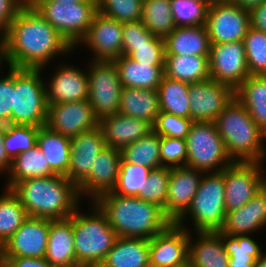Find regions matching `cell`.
I'll use <instances>...</instances> for the list:
<instances>
[{
    "instance_id": "obj_54",
    "label": "cell",
    "mask_w": 266,
    "mask_h": 267,
    "mask_svg": "<svg viewBox=\"0 0 266 267\" xmlns=\"http://www.w3.org/2000/svg\"><path fill=\"white\" fill-rule=\"evenodd\" d=\"M4 131L5 125L0 124V173H8L12 164V160L8 157L4 148ZM5 171V172H4Z\"/></svg>"
},
{
    "instance_id": "obj_21",
    "label": "cell",
    "mask_w": 266,
    "mask_h": 267,
    "mask_svg": "<svg viewBox=\"0 0 266 267\" xmlns=\"http://www.w3.org/2000/svg\"><path fill=\"white\" fill-rule=\"evenodd\" d=\"M68 64L57 66L52 78H49V82H45L48 104L78 102L88 99L89 86L86 68L84 71L76 65Z\"/></svg>"
},
{
    "instance_id": "obj_47",
    "label": "cell",
    "mask_w": 266,
    "mask_h": 267,
    "mask_svg": "<svg viewBox=\"0 0 266 267\" xmlns=\"http://www.w3.org/2000/svg\"><path fill=\"white\" fill-rule=\"evenodd\" d=\"M160 157L163 167L186 166L187 146L185 139L161 137Z\"/></svg>"
},
{
    "instance_id": "obj_8",
    "label": "cell",
    "mask_w": 266,
    "mask_h": 267,
    "mask_svg": "<svg viewBox=\"0 0 266 267\" xmlns=\"http://www.w3.org/2000/svg\"><path fill=\"white\" fill-rule=\"evenodd\" d=\"M48 21L69 44L77 49L85 37L95 14L98 12L97 0L79 3L26 2Z\"/></svg>"
},
{
    "instance_id": "obj_35",
    "label": "cell",
    "mask_w": 266,
    "mask_h": 267,
    "mask_svg": "<svg viewBox=\"0 0 266 267\" xmlns=\"http://www.w3.org/2000/svg\"><path fill=\"white\" fill-rule=\"evenodd\" d=\"M157 91L160 111L190 119L189 83L163 76Z\"/></svg>"
},
{
    "instance_id": "obj_28",
    "label": "cell",
    "mask_w": 266,
    "mask_h": 267,
    "mask_svg": "<svg viewBox=\"0 0 266 267\" xmlns=\"http://www.w3.org/2000/svg\"><path fill=\"white\" fill-rule=\"evenodd\" d=\"M163 39L165 55H210L206 26L176 27Z\"/></svg>"
},
{
    "instance_id": "obj_30",
    "label": "cell",
    "mask_w": 266,
    "mask_h": 267,
    "mask_svg": "<svg viewBox=\"0 0 266 267\" xmlns=\"http://www.w3.org/2000/svg\"><path fill=\"white\" fill-rule=\"evenodd\" d=\"M119 113L143 119L154 125L157 115L160 113L158 91L123 87Z\"/></svg>"
},
{
    "instance_id": "obj_53",
    "label": "cell",
    "mask_w": 266,
    "mask_h": 267,
    "mask_svg": "<svg viewBox=\"0 0 266 267\" xmlns=\"http://www.w3.org/2000/svg\"><path fill=\"white\" fill-rule=\"evenodd\" d=\"M250 27L266 33V1L250 12Z\"/></svg>"
},
{
    "instance_id": "obj_34",
    "label": "cell",
    "mask_w": 266,
    "mask_h": 267,
    "mask_svg": "<svg viewBox=\"0 0 266 267\" xmlns=\"http://www.w3.org/2000/svg\"><path fill=\"white\" fill-rule=\"evenodd\" d=\"M45 157L37 145L16 156L7 173L8 180L4 188L11 189L16 183L24 179L54 175L55 173L51 170Z\"/></svg>"
},
{
    "instance_id": "obj_37",
    "label": "cell",
    "mask_w": 266,
    "mask_h": 267,
    "mask_svg": "<svg viewBox=\"0 0 266 267\" xmlns=\"http://www.w3.org/2000/svg\"><path fill=\"white\" fill-rule=\"evenodd\" d=\"M161 137L154 131L121 150L122 159L151 169L163 167L160 157Z\"/></svg>"
},
{
    "instance_id": "obj_51",
    "label": "cell",
    "mask_w": 266,
    "mask_h": 267,
    "mask_svg": "<svg viewBox=\"0 0 266 267\" xmlns=\"http://www.w3.org/2000/svg\"><path fill=\"white\" fill-rule=\"evenodd\" d=\"M26 0H0V35H2L15 19Z\"/></svg>"
},
{
    "instance_id": "obj_56",
    "label": "cell",
    "mask_w": 266,
    "mask_h": 267,
    "mask_svg": "<svg viewBox=\"0 0 266 267\" xmlns=\"http://www.w3.org/2000/svg\"><path fill=\"white\" fill-rule=\"evenodd\" d=\"M6 62V55H5V44L4 40L2 38V35H0V66ZM2 68V67H0Z\"/></svg>"
},
{
    "instance_id": "obj_18",
    "label": "cell",
    "mask_w": 266,
    "mask_h": 267,
    "mask_svg": "<svg viewBox=\"0 0 266 267\" xmlns=\"http://www.w3.org/2000/svg\"><path fill=\"white\" fill-rule=\"evenodd\" d=\"M121 159V150L106 146L95 157L90 173L77 185L80 198L89 196L90 202H95L111 192L116 186Z\"/></svg>"
},
{
    "instance_id": "obj_12",
    "label": "cell",
    "mask_w": 266,
    "mask_h": 267,
    "mask_svg": "<svg viewBox=\"0 0 266 267\" xmlns=\"http://www.w3.org/2000/svg\"><path fill=\"white\" fill-rule=\"evenodd\" d=\"M210 78L234 91L250 75L243 41L211 44Z\"/></svg>"
},
{
    "instance_id": "obj_43",
    "label": "cell",
    "mask_w": 266,
    "mask_h": 267,
    "mask_svg": "<svg viewBox=\"0 0 266 267\" xmlns=\"http://www.w3.org/2000/svg\"><path fill=\"white\" fill-rule=\"evenodd\" d=\"M250 75H266V33L249 27L243 39Z\"/></svg>"
},
{
    "instance_id": "obj_41",
    "label": "cell",
    "mask_w": 266,
    "mask_h": 267,
    "mask_svg": "<svg viewBox=\"0 0 266 267\" xmlns=\"http://www.w3.org/2000/svg\"><path fill=\"white\" fill-rule=\"evenodd\" d=\"M212 0H170L176 27L205 26Z\"/></svg>"
},
{
    "instance_id": "obj_49",
    "label": "cell",
    "mask_w": 266,
    "mask_h": 267,
    "mask_svg": "<svg viewBox=\"0 0 266 267\" xmlns=\"http://www.w3.org/2000/svg\"><path fill=\"white\" fill-rule=\"evenodd\" d=\"M155 37L142 21L123 23L122 55L128 56L131 53V45L147 44Z\"/></svg>"
},
{
    "instance_id": "obj_39",
    "label": "cell",
    "mask_w": 266,
    "mask_h": 267,
    "mask_svg": "<svg viewBox=\"0 0 266 267\" xmlns=\"http://www.w3.org/2000/svg\"><path fill=\"white\" fill-rule=\"evenodd\" d=\"M141 21L156 36L170 34L176 28L170 0H143Z\"/></svg>"
},
{
    "instance_id": "obj_20",
    "label": "cell",
    "mask_w": 266,
    "mask_h": 267,
    "mask_svg": "<svg viewBox=\"0 0 266 267\" xmlns=\"http://www.w3.org/2000/svg\"><path fill=\"white\" fill-rule=\"evenodd\" d=\"M205 172L187 166L172 167L168 182L166 216L176 223L189 209Z\"/></svg>"
},
{
    "instance_id": "obj_38",
    "label": "cell",
    "mask_w": 266,
    "mask_h": 267,
    "mask_svg": "<svg viewBox=\"0 0 266 267\" xmlns=\"http://www.w3.org/2000/svg\"><path fill=\"white\" fill-rule=\"evenodd\" d=\"M3 191L0 195V247L28 218L24 206L12 190L5 188Z\"/></svg>"
},
{
    "instance_id": "obj_4",
    "label": "cell",
    "mask_w": 266,
    "mask_h": 267,
    "mask_svg": "<svg viewBox=\"0 0 266 267\" xmlns=\"http://www.w3.org/2000/svg\"><path fill=\"white\" fill-rule=\"evenodd\" d=\"M233 162H260L266 157V134L234 97L214 121Z\"/></svg>"
},
{
    "instance_id": "obj_26",
    "label": "cell",
    "mask_w": 266,
    "mask_h": 267,
    "mask_svg": "<svg viewBox=\"0 0 266 267\" xmlns=\"http://www.w3.org/2000/svg\"><path fill=\"white\" fill-rule=\"evenodd\" d=\"M55 267H79L76 262L73 214L67 219L50 220L48 243L44 257Z\"/></svg>"
},
{
    "instance_id": "obj_48",
    "label": "cell",
    "mask_w": 266,
    "mask_h": 267,
    "mask_svg": "<svg viewBox=\"0 0 266 267\" xmlns=\"http://www.w3.org/2000/svg\"><path fill=\"white\" fill-rule=\"evenodd\" d=\"M128 57L138 63H164L165 48L163 37L156 36L147 44L131 45V53Z\"/></svg>"
},
{
    "instance_id": "obj_31",
    "label": "cell",
    "mask_w": 266,
    "mask_h": 267,
    "mask_svg": "<svg viewBox=\"0 0 266 267\" xmlns=\"http://www.w3.org/2000/svg\"><path fill=\"white\" fill-rule=\"evenodd\" d=\"M149 261V240L117 237L101 263L104 267H144Z\"/></svg>"
},
{
    "instance_id": "obj_1",
    "label": "cell",
    "mask_w": 266,
    "mask_h": 267,
    "mask_svg": "<svg viewBox=\"0 0 266 267\" xmlns=\"http://www.w3.org/2000/svg\"><path fill=\"white\" fill-rule=\"evenodd\" d=\"M6 64L16 68L43 69L53 58L68 56L74 48L27 3L2 34ZM44 67V68H43Z\"/></svg>"
},
{
    "instance_id": "obj_16",
    "label": "cell",
    "mask_w": 266,
    "mask_h": 267,
    "mask_svg": "<svg viewBox=\"0 0 266 267\" xmlns=\"http://www.w3.org/2000/svg\"><path fill=\"white\" fill-rule=\"evenodd\" d=\"M99 119L88 99L78 102L48 104L46 126L67 137L95 129Z\"/></svg>"
},
{
    "instance_id": "obj_57",
    "label": "cell",
    "mask_w": 266,
    "mask_h": 267,
    "mask_svg": "<svg viewBox=\"0 0 266 267\" xmlns=\"http://www.w3.org/2000/svg\"><path fill=\"white\" fill-rule=\"evenodd\" d=\"M265 160H266V157H264V159L261 160L259 164H260L261 175H262V189L266 192V169H263L264 167L262 166L263 164H265L264 162Z\"/></svg>"
},
{
    "instance_id": "obj_13",
    "label": "cell",
    "mask_w": 266,
    "mask_h": 267,
    "mask_svg": "<svg viewBox=\"0 0 266 267\" xmlns=\"http://www.w3.org/2000/svg\"><path fill=\"white\" fill-rule=\"evenodd\" d=\"M221 173L224 176L226 213L240 208L262 189L259 162H233Z\"/></svg>"
},
{
    "instance_id": "obj_22",
    "label": "cell",
    "mask_w": 266,
    "mask_h": 267,
    "mask_svg": "<svg viewBox=\"0 0 266 267\" xmlns=\"http://www.w3.org/2000/svg\"><path fill=\"white\" fill-rule=\"evenodd\" d=\"M105 147L106 143L98 126L71 137L70 164L66 178L77 186L90 173L95 157Z\"/></svg>"
},
{
    "instance_id": "obj_29",
    "label": "cell",
    "mask_w": 266,
    "mask_h": 267,
    "mask_svg": "<svg viewBox=\"0 0 266 267\" xmlns=\"http://www.w3.org/2000/svg\"><path fill=\"white\" fill-rule=\"evenodd\" d=\"M37 146L46 156L51 170L56 175L66 177L70 164L71 138L44 125L37 133Z\"/></svg>"
},
{
    "instance_id": "obj_45",
    "label": "cell",
    "mask_w": 266,
    "mask_h": 267,
    "mask_svg": "<svg viewBox=\"0 0 266 267\" xmlns=\"http://www.w3.org/2000/svg\"><path fill=\"white\" fill-rule=\"evenodd\" d=\"M170 172V167L152 169L143 185V200L159 205L165 214Z\"/></svg>"
},
{
    "instance_id": "obj_3",
    "label": "cell",
    "mask_w": 266,
    "mask_h": 267,
    "mask_svg": "<svg viewBox=\"0 0 266 267\" xmlns=\"http://www.w3.org/2000/svg\"><path fill=\"white\" fill-rule=\"evenodd\" d=\"M95 203L107 215L118 237L150 240L173 223L159 205L138 197L111 191L101 195Z\"/></svg>"
},
{
    "instance_id": "obj_9",
    "label": "cell",
    "mask_w": 266,
    "mask_h": 267,
    "mask_svg": "<svg viewBox=\"0 0 266 267\" xmlns=\"http://www.w3.org/2000/svg\"><path fill=\"white\" fill-rule=\"evenodd\" d=\"M185 140L187 167L210 173L233 163L214 122H194Z\"/></svg>"
},
{
    "instance_id": "obj_42",
    "label": "cell",
    "mask_w": 266,
    "mask_h": 267,
    "mask_svg": "<svg viewBox=\"0 0 266 267\" xmlns=\"http://www.w3.org/2000/svg\"><path fill=\"white\" fill-rule=\"evenodd\" d=\"M40 127L33 125L6 124L4 131V148L13 160L22 152L37 145V133Z\"/></svg>"
},
{
    "instance_id": "obj_14",
    "label": "cell",
    "mask_w": 266,
    "mask_h": 267,
    "mask_svg": "<svg viewBox=\"0 0 266 267\" xmlns=\"http://www.w3.org/2000/svg\"><path fill=\"white\" fill-rule=\"evenodd\" d=\"M190 119L194 122H214L235 97V91L211 78L189 83Z\"/></svg>"
},
{
    "instance_id": "obj_2",
    "label": "cell",
    "mask_w": 266,
    "mask_h": 267,
    "mask_svg": "<svg viewBox=\"0 0 266 267\" xmlns=\"http://www.w3.org/2000/svg\"><path fill=\"white\" fill-rule=\"evenodd\" d=\"M11 190L29 217L67 219L81 206L77 186L61 175L24 179Z\"/></svg>"
},
{
    "instance_id": "obj_17",
    "label": "cell",
    "mask_w": 266,
    "mask_h": 267,
    "mask_svg": "<svg viewBox=\"0 0 266 267\" xmlns=\"http://www.w3.org/2000/svg\"><path fill=\"white\" fill-rule=\"evenodd\" d=\"M123 23L97 12L87 34L78 43L93 54L91 60L113 61L122 55Z\"/></svg>"
},
{
    "instance_id": "obj_5",
    "label": "cell",
    "mask_w": 266,
    "mask_h": 267,
    "mask_svg": "<svg viewBox=\"0 0 266 267\" xmlns=\"http://www.w3.org/2000/svg\"><path fill=\"white\" fill-rule=\"evenodd\" d=\"M89 209L90 214L82 213L79 207L73 213L75 257L79 265L101 264L118 237L95 202H91Z\"/></svg>"
},
{
    "instance_id": "obj_25",
    "label": "cell",
    "mask_w": 266,
    "mask_h": 267,
    "mask_svg": "<svg viewBox=\"0 0 266 267\" xmlns=\"http://www.w3.org/2000/svg\"><path fill=\"white\" fill-rule=\"evenodd\" d=\"M190 267H229V256L223 244V234L218 232H194L189 227ZM195 233L196 241L191 233ZM193 238V239H192Z\"/></svg>"
},
{
    "instance_id": "obj_63",
    "label": "cell",
    "mask_w": 266,
    "mask_h": 267,
    "mask_svg": "<svg viewBox=\"0 0 266 267\" xmlns=\"http://www.w3.org/2000/svg\"><path fill=\"white\" fill-rule=\"evenodd\" d=\"M144 267H157V266H155V265H153V264H151V263L149 262V263L146 264Z\"/></svg>"
},
{
    "instance_id": "obj_27",
    "label": "cell",
    "mask_w": 266,
    "mask_h": 267,
    "mask_svg": "<svg viewBox=\"0 0 266 267\" xmlns=\"http://www.w3.org/2000/svg\"><path fill=\"white\" fill-rule=\"evenodd\" d=\"M113 61L122 87L157 90L164 76V63H138L125 55Z\"/></svg>"
},
{
    "instance_id": "obj_36",
    "label": "cell",
    "mask_w": 266,
    "mask_h": 267,
    "mask_svg": "<svg viewBox=\"0 0 266 267\" xmlns=\"http://www.w3.org/2000/svg\"><path fill=\"white\" fill-rule=\"evenodd\" d=\"M252 235L223 234V244L229 256V267H254L264 254Z\"/></svg>"
},
{
    "instance_id": "obj_59",
    "label": "cell",
    "mask_w": 266,
    "mask_h": 267,
    "mask_svg": "<svg viewBox=\"0 0 266 267\" xmlns=\"http://www.w3.org/2000/svg\"><path fill=\"white\" fill-rule=\"evenodd\" d=\"M254 267H266V253L259 259H257Z\"/></svg>"
},
{
    "instance_id": "obj_24",
    "label": "cell",
    "mask_w": 266,
    "mask_h": 267,
    "mask_svg": "<svg viewBox=\"0 0 266 267\" xmlns=\"http://www.w3.org/2000/svg\"><path fill=\"white\" fill-rule=\"evenodd\" d=\"M266 226V192L261 189L246 204L226 213L221 234L252 235Z\"/></svg>"
},
{
    "instance_id": "obj_7",
    "label": "cell",
    "mask_w": 266,
    "mask_h": 267,
    "mask_svg": "<svg viewBox=\"0 0 266 267\" xmlns=\"http://www.w3.org/2000/svg\"><path fill=\"white\" fill-rule=\"evenodd\" d=\"M43 69L14 67V99L11 124L46 125L48 103Z\"/></svg>"
},
{
    "instance_id": "obj_62",
    "label": "cell",
    "mask_w": 266,
    "mask_h": 267,
    "mask_svg": "<svg viewBox=\"0 0 266 267\" xmlns=\"http://www.w3.org/2000/svg\"><path fill=\"white\" fill-rule=\"evenodd\" d=\"M175 267H190V263L189 261L183 265H178V266H175Z\"/></svg>"
},
{
    "instance_id": "obj_46",
    "label": "cell",
    "mask_w": 266,
    "mask_h": 267,
    "mask_svg": "<svg viewBox=\"0 0 266 267\" xmlns=\"http://www.w3.org/2000/svg\"><path fill=\"white\" fill-rule=\"evenodd\" d=\"M193 123L194 121L189 118L160 111L153 125V131L160 137L186 139Z\"/></svg>"
},
{
    "instance_id": "obj_40",
    "label": "cell",
    "mask_w": 266,
    "mask_h": 267,
    "mask_svg": "<svg viewBox=\"0 0 266 267\" xmlns=\"http://www.w3.org/2000/svg\"><path fill=\"white\" fill-rule=\"evenodd\" d=\"M151 171V168L125 162L121 159L118 179L112 192L143 200V185Z\"/></svg>"
},
{
    "instance_id": "obj_55",
    "label": "cell",
    "mask_w": 266,
    "mask_h": 267,
    "mask_svg": "<svg viewBox=\"0 0 266 267\" xmlns=\"http://www.w3.org/2000/svg\"><path fill=\"white\" fill-rule=\"evenodd\" d=\"M241 8L251 11L253 8L257 7L266 0H233Z\"/></svg>"
},
{
    "instance_id": "obj_23",
    "label": "cell",
    "mask_w": 266,
    "mask_h": 267,
    "mask_svg": "<svg viewBox=\"0 0 266 267\" xmlns=\"http://www.w3.org/2000/svg\"><path fill=\"white\" fill-rule=\"evenodd\" d=\"M106 146L122 150L153 131V125L143 119L116 113L99 119Z\"/></svg>"
},
{
    "instance_id": "obj_33",
    "label": "cell",
    "mask_w": 266,
    "mask_h": 267,
    "mask_svg": "<svg viewBox=\"0 0 266 267\" xmlns=\"http://www.w3.org/2000/svg\"><path fill=\"white\" fill-rule=\"evenodd\" d=\"M235 98L266 134V75H249L235 90Z\"/></svg>"
},
{
    "instance_id": "obj_44",
    "label": "cell",
    "mask_w": 266,
    "mask_h": 267,
    "mask_svg": "<svg viewBox=\"0 0 266 267\" xmlns=\"http://www.w3.org/2000/svg\"><path fill=\"white\" fill-rule=\"evenodd\" d=\"M143 0H97L98 12L119 22L141 21Z\"/></svg>"
},
{
    "instance_id": "obj_32",
    "label": "cell",
    "mask_w": 266,
    "mask_h": 267,
    "mask_svg": "<svg viewBox=\"0 0 266 267\" xmlns=\"http://www.w3.org/2000/svg\"><path fill=\"white\" fill-rule=\"evenodd\" d=\"M164 76L186 83L205 81L210 78L209 56L165 55Z\"/></svg>"
},
{
    "instance_id": "obj_6",
    "label": "cell",
    "mask_w": 266,
    "mask_h": 267,
    "mask_svg": "<svg viewBox=\"0 0 266 267\" xmlns=\"http://www.w3.org/2000/svg\"><path fill=\"white\" fill-rule=\"evenodd\" d=\"M225 184L221 172L204 173L198 191L186 213L176 222L186 227V217H190L195 232H218L222 229L225 218ZM185 220V222L183 221Z\"/></svg>"
},
{
    "instance_id": "obj_52",
    "label": "cell",
    "mask_w": 266,
    "mask_h": 267,
    "mask_svg": "<svg viewBox=\"0 0 266 267\" xmlns=\"http://www.w3.org/2000/svg\"><path fill=\"white\" fill-rule=\"evenodd\" d=\"M7 260L13 267H55L45 258L32 257H1Z\"/></svg>"
},
{
    "instance_id": "obj_19",
    "label": "cell",
    "mask_w": 266,
    "mask_h": 267,
    "mask_svg": "<svg viewBox=\"0 0 266 267\" xmlns=\"http://www.w3.org/2000/svg\"><path fill=\"white\" fill-rule=\"evenodd\" d=\"M189 229L172 223L149 240V261L157 267H175L188 262Z\"/></svg>"
},
{
    "instance_id": "obj_61",
    "label": "cell",
    "mask_w": 266,
    "mask_h": 267,
    "mask_svg": "<svg viewBox=\"0 0 266 267\" xmlns=\"http://www.w3.org/2000/svg\"><path fill=\"white\" fill-rule=\"evenodd\" d=\"M79 267H104L102 264H85L80 265Z\"/></svg>"
},
{
    "instance_id": "obj_11",
    "label": "cell",
    "mask_w": 266,
    "mask_h": 267,
    "mask_svg": "<svg viewBox=\"0 0 266 267\" xmlns=\"http://www.w3.org/2000/svg\"><path fill=\"white\" fill-rule=\"evenodd\" d=\"M205 26L211 44L243 41L250 14L234 1L212 0Z\"/></svg>"
},
{
    "instance_id": "obj_10",
    "label": "cell",
    "mask_w": 266,
    "mask_h": 267,
    "mask_svg": "<svg viewBox=\"0 0 266 267\" xmlns=\"http://www.w3.org/2000/svg\"><path fill=\"white\" fill-rule=\"evenodd\" d=\"M88 73V101L98 119L119 112L123 89L114 61L90 60ZM89 68V69H88Z\"/></svg>"
},
{
    "instance_id": "obj_50",
    "label": "cell",
    "mask_w": 266,
    "mask_h": 267,
    "mask_svg": "<svg viewBox=\"0 0 266 267\" xmlns=\"http://www.w3.org/2000/svg\"><path fill=\"white\" fill-rule=\"evenodd\" d=\"M6 76L0 78V124H11L14 99V67L7 66Z\"/></svg>"
},
{
    "instance_id": "obj_15",
    "label": "cell",
    "mask_w": 266,
    "mask_h": 267,
    "mask_svg": "<svg viewBox=\"0 0 266 267\" xmlns=\"http://www.w3.org/2000/svg\"><path fill=\"white\" fill-rule=\"evenodd\" d=\"M50 220L29 217L1 247V257L44 258Z\"/></svg>"
},
{
    "instance_id": "obj_60",
    "label": "cell",
    "mask_w": 266,
    "mask_h": 267,
    "mask_svg": "<svg viewBox=\"0 0 266 267\" xmlns=\"http://www.w3.org/2000/svg\"><path fill=\"white\" fill-rule=\"evenodd\" d=\"M0 267H13L7 260L0 258Z\"/></svg>"
},
{
    "instance_id": "obj_58",
    "label": "cell",
    "mask_w": 266,
    "mask_h": 267,
    "mask_svg": "<svg viewBox=\"0 0 266 267\" xmlns=\"http://www.w3.org/2000/svg\"><path fill=\"white\" fill-rule=\"evenodd\" d=\"M53 1H57L60 3H79L81 1H85V0H26V2H53Z\"/></svg>"
}]
</instances>
